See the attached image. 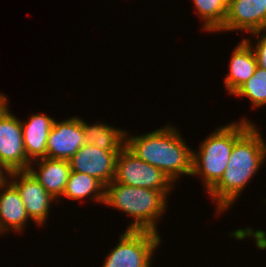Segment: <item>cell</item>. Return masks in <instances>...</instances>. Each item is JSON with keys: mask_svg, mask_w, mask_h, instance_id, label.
Segmentation results:
<instances>
[{"mask_svg": "<svg viewBox=\"0 0 266 267\" xmlns=\"http://www.w3.org/2000/svg\"><path fill=\"white\" fill-rule=\"evenodd\" d=\"M266 141L253 124L235 143L227 168L220 180L208 191L218 214L232 208L250 180L266 161Z\"/></svg>", "mask_w": 266, "mask_h": 267, "instance_id": "6da1fadb", "label": "cell"}, {"mask_svg": "<svg viewBox=\"0 0 266 267\" xmlns=\"http://www.w3.org/2000/svg\"><path fill=\"white\" fill-rule=\"evenodd\" d=\"M183 138L176 127L167 124L138 136L126 132L125 147L176 183L182 174L192 175L193 149Z\"/></svg>", "mask_w": 266, "mask_h": 267, "instance_id": "7a4b0ae2", "label": "cell"}, {"mask_svg": "<svg viewBox=\"0 0 266 267\" xmlns=\"http://www.w3.org/2000/svg\"><path fill=\"white\" fill-rule=\"evenodd\" d=\"M167 198L161 191L112 181L105 186L103 205L111 206L132 217L131 223L125 230L151 231L160 234L157 222L168 209Z\"/></svg>", "mask_w": 266, "mask_h": 267, "instance_id": "3957f363", "label": "cell"}, {"mask_svg": "<svg viewBox=\"0 0 266 267\" xmlns=\"http://www.w3.org/2000/svg\"><path fill=\"white\" fill-rule=\"evenodd\" d=\"M254 124L247 117L217 127L193 150L192 175L202 179L208 192L222 177L234 143Z\"/></svg>", "mask_w": 266, "mask_h": 267, "instance_id": "277c9868", "label": "cell"}, {"mask_svg": "<svg viewBox=\"0 0 266 267\" xmlns=\"http://www.w3.org/2000/svg\"><path fill=\"white\" fill-rule=\"evenodd\" d=\"M124 231L101 267H151L154 253L162 242L160 234L151 231Z\"/></svg>", "mask_w": 266, "mask_h": 267, "instance_id": "5b68a950", "label": "cell"}, {"mask_svg": "<svg viewBox=\"0 0 266 267\" xmlns=\"http://www.w3.org/2000/svg\"><path fill=\"white\" fill-rule=\"evenodd\" d=\"M114 182L161 191L166 197L175 189L172 180L160 169L137 158L124 147L117 156Z\"/></svg>", "mask_w": 266, "mask_h": 267, "instance_id": "8992f818", "label": "cell"}, {"mask_svg": "<svg viewBox=\"0 0 266 267\" xmlns=\"http://www.w3.org/2000/svg\"><path fill=\"white\" fill-rule=\"evenodd\" d=\"M9 182L18 190L26 212L37 226L46 225L52 202H58L28 171H11Z\"/></svg>", "mask_w": 266, "mask_h": 267, "instance_id": "52a82bcc", "label": "cell"}, {"mask_svg": "<svg viewBox=\"0 0 266 267\" xmlns=\"http://www.w3.org/2000/svg\"><path fill=\"white\" fill-rule=\"evenodd\" d=\"M0 162L10 171L28 170L21 120L9 109V104L0 112Z\"/></svg>", "mask_w": 266, "mask_h": 267, "instance_id": "ba28073f", "label": "cell"}, {"mask_svg": "<svg viewBox=\"0 0 266 267\" xmlns=\"http://www.w3.org/2000/svg\"><path fill=\"white\" fill-rule=\"evenodd\" d=\"M119 152L102 150L85 143L68 162L71 171L88 174L106 186L114 180Z\"/></svg>", "mask_w": 266, "mask_h": 267, "instance_id": "9c48e42d", "label": "cell"}, {"mask_svg": "<svg viewBox=\"0 0 266 267\" xmlns=\"http://www.w3.org/2000/svg\"><path fill=\"white\" fill-rule=\"evenodd\" d=\"M86 143L82 118L54 121L47 139V158L69 160Z\"/></svg>", "mask_w": 266, "mask_h": 267, "instance_id": "30bf717a", "label": "cell"}, {"mask_svg": "<svg viewBox=\"0 0 266 267\" xmlns=\"http://www.w3.org/2000/svg\"><path fill=\"white\" fill-rule=\"evenodd\" d=\"M252 33L266 30L265 0H229L227 15L219 32Z\"/></svg>", "mask_w": 266, "mask_h": 267, "instance_id": "8fae6325", "label": "cell"}, {"mask_svg": "<svg viewBox=\"0 0 266 267\" xmlns=\"http://www.w3.org/2000/svg\"><path fill=\"white\" fill-rule=\"evenodd\" d=\"M35 162V163H34ZM33 165H36V169ZM28 171L36 180L46 189V191L57 201L61 198L68 177L70 174V165L67 160L41 158L30 163Z\"/></svg>", "mask_w": 266, "mask_h": 267, "instance_id": "7c38bea8", "label": "cell"}, {"mask_svg": "<svg viewBox=\"0 0 266 267\" xmlns=\"http://www.w3.org/2000/svg\"><path fill=\"white\" fill-rule=\"evenodd\" d=\"M23 121H21L23 144L28 160L32 162L45 158L48 135L55 119L45 113L33 112L28 120Z\"/></svg>", "mask_w": 266, "mask_h": 267, "instance_id": "4fadbf2b", "label": "cell"}, {"mask_svg": "<svg viewBox=\"0 0 266 267\" xmlns=\"http://www.w3.org/2000/svg\"><path fill=\"white\" fill-rule=\"evenodd\" d=\"M30 220L18 190L9 181L0 186V236L23 232Z\"/></svg>", "mask_w": 266, "mask_h": 267, "instance_id": "5bb4252c", "label": "cell"}, {"mask_svg": "<svg viewBox=\"0 0 266 267\" xmlns=\"http://www.w3.org/2000/svg\"><path fill=\"white\" fill-rule=\"evenodd\" d=\"M231 54L229 72L225 75L223 84L232 95L252 77L257 68V62L253 49L244 39L237 44Z\"/></svg>", "mask_w": 266, "mask_h": 267, "instance_id": "9a60e30c", "label": "cell"}, {"mask_svg": "<svg viewBox=\"0 0 266 267\" xmlns=\"http://www.w3.org/2000/svg\"><path fill=\"white\" fill-rule=\"evenodd\" d=\"M82 128L86 144L108 151H121L125 147L126 131L119 127L103 122L89 125L82 119Z\"/></svg>", "mask_w": 266, "mask_h": 267, "instance_id": "2e32d148", "label": "cell"}, {"mask_svg": "<svg viewBox=\"0 0 266 267\" xmlns=\"http://www.w3.org/2000/svg\"><path fill=\"white\" fill-rule=\"evenodd\" d=\"M62 197L73 201L89 198L94 202L103 204L105 186L98 179L88 174L70 171Z\"/></svg>", "mask_w": 266, "mask_h": 267, "instance_id": "e0dca14e", "label": "cell"}, {"mask_svg": "<svg viewBox=\"0 0 266 267\" xmlns=\"http://www.w3.org/2000/svg\"><path fill=\"white\" fill-rule=\"evenodd\" d=\"M199 20H203V30L217 32L223 27L229 0H192Z\"/></svg>", "mask_w": 266, "mask_h": 267, "instance_id": "ac0fdd59", "label": "cell"}, {"mask_svg": "<svg viewBox=\"0 0 266 267\" xmlns=\"http://www.w3.org/2000/svg\"><path fill=\"white\" fill-rule=\"evenodd\" d=\"M234 95L250 99L252 108L266 106V70L257 66L252 77L232 94Z\"/></svg>", "mask_w": 266, "mask_h": 267, "instance_id": "d6986e66", "label": "cell"}, {"mask_svg": "<svg viewBox=\"0 0 266 267\" xmlns=\"http://www.w3.org/2000/svg\"><path fill=\"white\" fill-rule=\"evenodd\" d=\"M253 37H256V41L251 42L250 38H243L254 52L257 66L266 70V30L255 31L250 33ZM253 43V44H252Z\"/></svg>", "mask_w": 266, "mask_h": 267, "instance_id": "ffe728a7", "label": "cell"}, {"mask_svg": "<svg viewBox=\"0 0 266 267\" xmlns=\"http://www.w3.org/2000/svg\"><path fill=\"white\" fill-rule=\"evenodd\" d=\"M10 172L11 171L0 162V186L5 185L9 181Z\"/></svg>", "mask_w": 266, "mask_h": 267, "instance_id": "44dd1931", "label": "cell"}, {"mask_svg": "<svg viewBox=\"0 0 266 267\" xmlns=\"http://www.w3.org/2000/svg\"><path fill=\"white\" fill-rule=\"evenodd\" d=\"M7 95L0 93V112L9 104Z\"/></svg>", "mask_w": 266, "mask_h": 267, "instance_id": "7402d4cb", "label": "cell"}]
</instances>
